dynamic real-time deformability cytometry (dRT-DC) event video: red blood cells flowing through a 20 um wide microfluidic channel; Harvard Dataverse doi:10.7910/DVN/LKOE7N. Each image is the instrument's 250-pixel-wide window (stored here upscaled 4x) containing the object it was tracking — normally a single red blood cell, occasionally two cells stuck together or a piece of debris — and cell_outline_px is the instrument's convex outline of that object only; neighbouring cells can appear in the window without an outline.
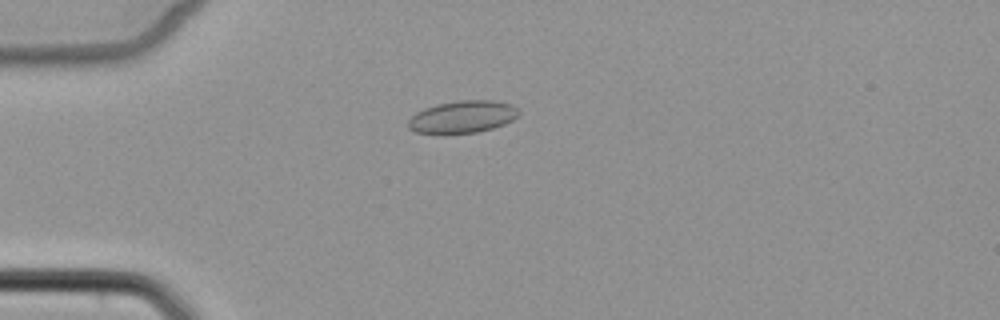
{"species": "common noctule bat (a hibernating species)", "species_latin": "Nyctalus noctula", "temperature_condition": "cold", "stored_images_in_passage": 5, "camera_frame_rate_fps": 3000, "um_per_image_px": 0.085, "animal": {"sex": "female", "body_mass_g": 22.7, "forearm_length_mm": 54.2}, "frame": {"image": 1, "passage_image": 4, "time_ms": 3.667, "image_size_px": [1000, 320], "cell_outline_px": [[520, 112], [512, 120], [504, 124], [492, 128], [476, 132], [448, 136], [444, 136], [416, 132], [408, 128], [408, 120], [416, 112], [424, 108], [436, 104], [460, 100], [496, 100], [512, 104], [520, 108]], "centroid_in_image_um": [39.29, 9.95], "position_along_channel_um": 45.7, "area_um2": 21.5}}
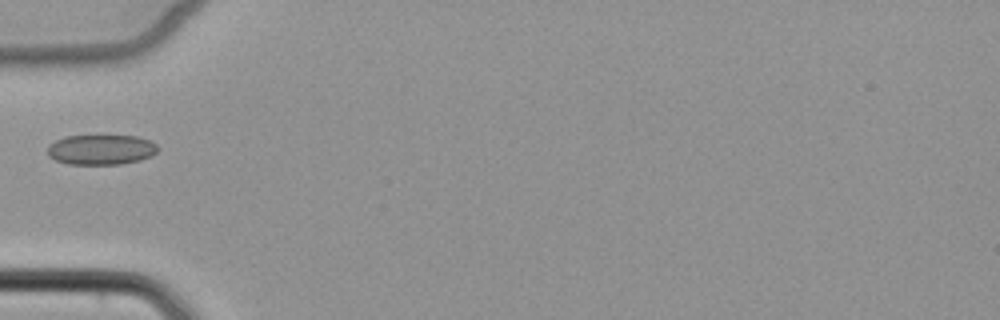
{"frame": {"image": 2, "passage_image": 5, "time_ms": 5.0, "image_size_px": [1000, 320], "cell_outline_px": [[160, 148], [152, 156], [140, 160], [120, 164], [68, 164], [56, 160], [48, 156], [48, 144], [64, 136], [136, 136], [148, 140], [156, 144]], "centroid_in_image_um": [8.59, 12.72], "position_along_channel_um": 76.4, "area_um2": 19.36}}